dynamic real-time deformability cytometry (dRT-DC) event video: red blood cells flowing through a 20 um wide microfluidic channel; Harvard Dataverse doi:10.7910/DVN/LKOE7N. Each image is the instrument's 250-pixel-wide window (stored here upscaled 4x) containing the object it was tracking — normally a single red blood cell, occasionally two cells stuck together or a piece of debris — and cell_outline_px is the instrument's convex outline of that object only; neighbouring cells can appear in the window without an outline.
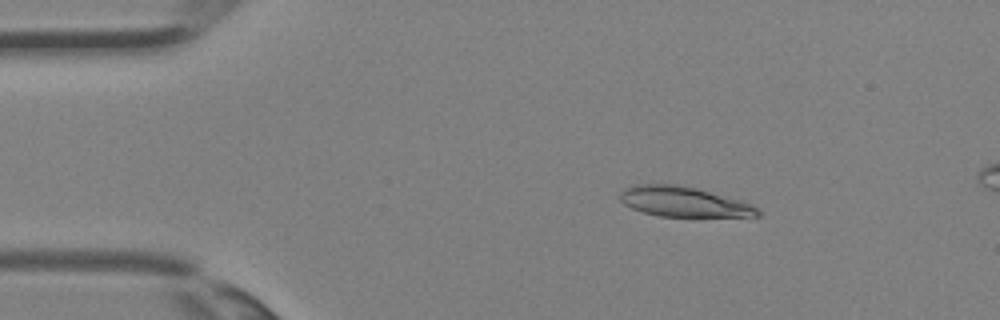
{"species": "Egyptian fruit bat (a non-hibernating species)", "species_latin": "Rousettus aegyptiacus", "temperature_condition": "room temperature", "stored_images_in_passage": 6, "camera_frame_rate_fps": 3000, "um_per_image_px": 0.085, "animal": {"sex": "female"}, "frame": {"image": 1, "passage_image": 1, "time_ms": 0.0, "image_size_px": [1000, 320], "cell_outline_px": [[760, 216], [660, 216], [644, 212], [632, 208], [624, 204], [620, 200], [620, 192], [624, 188], [636, 184], [676, 184], [696, 188], [740, 200], [752, 204], [760, 212]], "centroid_in_image_um": [58.08, 17.14], "position_along_channel_um": 26.9, "area_um2": 23.87}}